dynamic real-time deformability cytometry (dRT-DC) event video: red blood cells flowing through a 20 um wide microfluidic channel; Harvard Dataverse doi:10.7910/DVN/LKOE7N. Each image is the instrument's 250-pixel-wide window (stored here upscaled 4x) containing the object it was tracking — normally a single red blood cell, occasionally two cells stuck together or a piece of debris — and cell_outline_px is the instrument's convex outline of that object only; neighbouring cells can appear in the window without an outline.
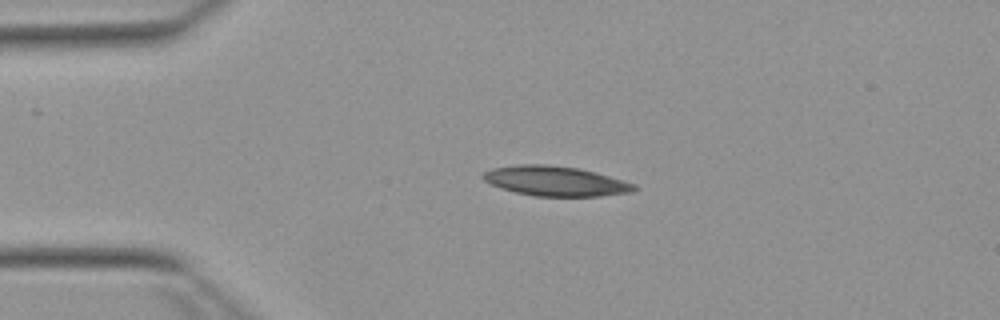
{"species": "Egyptian fruit bat (a non-hibernating species)", "species_latin": "Rousettus aegyptiacus", "temperature_condition": "warm", "stored_images_in_passage": 42, "camera_frame_rate_fps": 3000, "um_per_image_px": 0.085, "animal": {"sex": "female"}, "frame": {"image": 1, "passage_image": 1, "time_ms": 0.0, "image_size_px": [1000, 320], "cell_outline_px": [[636, 188], [632, 192], [600, 196], [532, 196], [500, 188], [484, 180], [480, 176], [484, 172], [492, 168], [520, 164], [544, 164], [576, 168], [608, 176], [636, 184]], "centroid_in_image_um": [47.17, 15.39], "position_along_channel_um": 37.8, "area_um2": 26.01}}
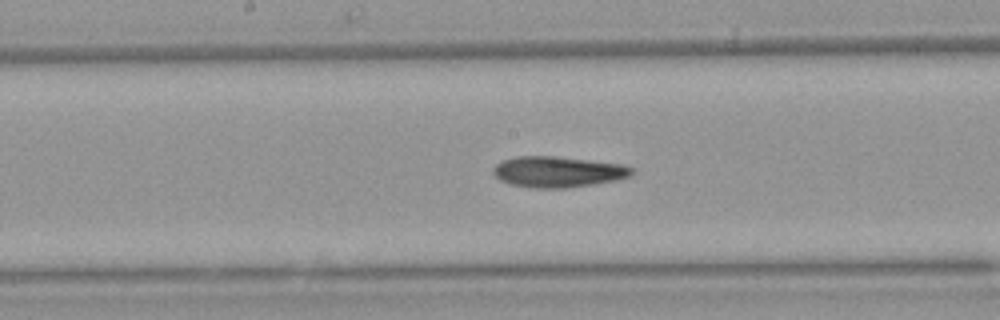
{"frame": {"image": 2, "passage_image": 16, "time_ms": 5.0, "image_size_px": [1000, 320], "cell_outline_px": [[632, 172], [628, 176], [616, 180], [592, 184], [564, 188], [532, 188], [512, 184], [500, 180], [492, 172], [492, 168], [496, 164], [504, 160], [516, 156], [556, 156], [620, 164], [632, 168]], "centroid_in_image_um": [47.36, 14.6], "position_along_channel_um": 200.8, "area_um2": 24.62}}
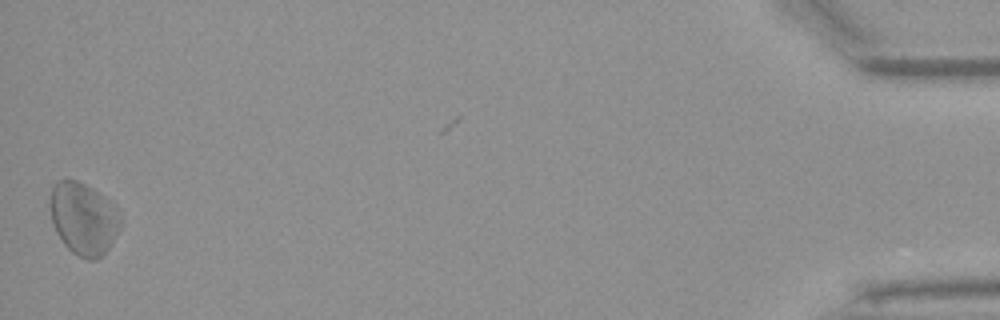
{"frame": {"image": 3, "passage_image": 41, "time_ms": 13.333, "image_size_px": [1000, 320], "cell_outline_px": [[124, 220], [112, 244], [96, 260], [88, 260], [72, 252], [64, 244], [56, 232], [52, 220], [52, 188], [60, 180], [68, 176], [92, 188], [116, 204]], "centroid_in_image_um": [7.17, 18.57], "position_along_channel_um": 428.0, "area_um2": 29.77}, "authors_computed_cell_mechanics": {"area_um2": 25.4031, "velocity_mm_per_s": 3.8902, "shape_relaxation_time_tau1_ms": 9.6754, "shape_relaxation_time_tau2_ms": 8.2218, "deformation_change_tau1": 0.1572, "deformation_change_tau2": 0.2208}}